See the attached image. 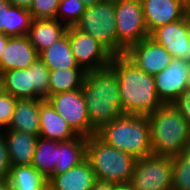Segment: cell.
Instances as JSON below:
<instances>
[{
	"label": "cell",
	"mask_w": 190,
	"mask_h": 190,
	"mask_svg": "<svg viewBox=\"0 0 190 190\" xmlns=\"http://www.w3.org/2000/svg\"><path fill=\"white\" fill-rule=\"evenodd\" d=\"M173 105L179 110L190 127V88L185 90L174 102Z\"/></svg>",
	"instance_id": "32"
},
{
	"label": "cell",
	"mask_w": 190,
	"mask_h": 190,
	"mask_svg": "<svg viewBox=\"0 0 190 190\" xmlns=\"http://www.w3.org/2000/svg\"><path fill=\"white\" fill-rule=\"evenodd\" d=\"M125 55L141 70L152 76L165 69L173 59L164 46L150 37L132 45Z\"/></svg>",
	"instance_id": "14"
},
{
	"label": "cell",
	"mask_w": 190,
	"mask_h": 190,
	"mask_svg": "<svg viewBox=\"0 0 190 190\" xmlns=\"http://www.w3.org/2000/svg\"><path fill=\"white\" fill-rule=\"evenodd\" d=\"M91 190H113V183L96 180Z\"/></svg>",
	"instance_id": "34"
},
{
	"label": "cell",
	"mask_w": 190,
	"mask_h": 190,
	"mask_svg": "<svg viewBox=\"0 0 190 190\" xmlns=\"http://www.w3.org/2000/svg\"><path fill=\"white\" fill-rule=\"evenodd\" d=\"M80 1H82V3L85 4L86 6L96 5L97 3L101 2V0H80Z\"/></svg>",
	"instance_id": "39"
},
{
	"label": "cell",
	"mask_w": 190,
	"mask_h": 190,
	"mask_svg": "<svg viewBox=\"0 0 190 190\" xmlns=\"http://www.w3.org/2000/svg\"><path fill=\"white\" fill-rule=\"evenodd\" d=\"M0 190H13L7 179H0Z\"/></svg>",
	"instance_id": "38"
},
{
	"label": "cell",
	"mask_w": 190,
	"mask_h": 190,
	"mask_svg": "<svg viewBox=\"0 0 190 190\" xmlns=\"http://www.w3.org/2000/svg\"><path fill=\"white\" fill-rule=\"evenodd\" d=\"M46 100L78 136L90 137L96 134L97 131L90 124L82 88L51 95Z\"/></svg>",
	"instance_id": "10"
},
{
	"label": "cell",
	"mask_w": 190,
	"mask_h": 190,
	"mask_svg": "<svg viewBox=\"0 0 190 190\" xmlns=\"http://www.w3.org/2000/svg\"><path fill=\"white\" fill-rule=\"evenodd\" d=\"M74 27L90 34L113 55H117L115 4L100 2L96 5L86 6Z\"/></svg>",
	"instance_id": "7"
},
{
	"label": "cell",
	"mask_w": 190,
	"mask_h": 190,
	"mask_svg": "<svg viewBox=\"0 0 190 190\" xmlns=\"http://www.w3.org/2000/svg\"><path fill=\"white\" fill-rule=\"evenodd\" d=\"M10 170L9 156L3 134L0 132V179H8Z\"/></svg>",
	"instance_id": "33"
},
{
	"label": "cell",
	"mask_w": 190,
	"mask_h": 190,
	"mask_svg": "<svg viewBox=\"0 0 190 190\" xmlns=\"http://www.w3.org/2000/svg\"><path fill=\"white\" fill-rule=\"evenodd\" d=\"M188 10L190 11V0H188Z\"/></svg>",
	"instance_id": "43"
},
{
	"label": "cell",
	"mask_w": 190,
	"mask_h": 190,
	"mask_svg": "<svg viewBox=\"0 0 190 190\" xmlns=\"http://www.w3.org/2000/svg\"><path fill=\"white\" fill-rule=\"evenodd\" d=\"M96 181L87 159L62 174H53L48 181V190H91Z\"/></svg>",
	"instance_id": "18"
},
{
	"label": "cell",
	"mask_w": 190,
	"mask_h": 190,
	"mask_svg": "<svg viewBox=\"0 0 190 190\" xmlns=\"http://www.w3.org/2000/svg\"><path fill=\"white\" fill-rule=\"evenodd\" d=\"M17 100L7 92L0 96V132L9 127Z\"/></svg>",
	"instance_id": "31"
},
{
	"label": "cell",
	"mask_w": 190,
	"mask_h": 190,
	"mask_svg": "<svg viewBox=\"0 0 190 190\" xmlns=\"http://www.w3.org/2000/svg\"><path fill=\"white\" fill-rule=\"evenodd\" d=\"M13 190H48V179L32 165L10 166L7 179Z\"/></svg>",
	"instance_id": "25"
},
{
	"label": "cell",
	"mask_w": 190,
	"mask_h": 190,
	"mask_svg": "<svg viewBox=\"0 0 190 190\" xmlns=\"http://www.w3.org/2000/svg\"><path fill=\"white\" fill-rule=\"evenodd\" d=\"M87 137L58 142V161L53 174H62L86 159Z\"/></svg>",
	"instance_id": "24"
},
{
	"label": "cell",
	"mask_w": 190,
	"mask_h": 190,
	"mask_svg": "<svg viewBox=\"0 0 190 190\" xmlns=\"http://www.w3.org/2000/svg\"><path fill=\"white\" fill-rule=\"evenodd\" d=\"M109 66L119 79L123 114L148 116L163 105L156 91L154 76L141 70L125 54L113 55Z\"/></svg>",
	"instance_id": "1"
},
{
	"label": "cell",
	"mask_w": 190,
	"mask_h": 190,
	"mask_svg": "<svg viewBox=\"0 0 190 190\" xmlns=\"http://www.w3.org/2000/svg\"><path fill=\"white\" fill-rule=\"evenodd\" d=\"M186 18H187V23H188L189 30H190V11L189 10H187Z\"/></svg>",
	"instance_id": "42"
},
{
	"label": "cell",
	"mask_w": 190,
	"mask_h": 190,
	"mask_svg": "<svg viewBox=\"0 0 190 190\" xmlns=\"http://www.w3.org/2000/svg\"><path fill=\"white\" fill-rule=\"evenodd\" d=\"M85 8L86 5L80 0H61L56 12V19L67 27L75 26Z\"/></svg>",
	"instance_id": "29"
},
{
	"label": "cell",
	"mask_w": 190,
	"mask_h": 190,
	"mask_svg": "<svg viewBox=\"0 0 190 190\" xmlns=\"http://www.w3.org/2000/svg\"><path fill=\"white\" fill-rule=\"evenodd\" d=\"M117 55L149 37L141 0H124L115 4Z\"/></svg>",
	"instance_id": "8"
},
{
	"label": "cell",
	"mask_w": 190,
	"mask_h": 190,
	"mask_svg": "<svg viewBox=\"0 0 190 190\" xmlns=\"http://www.w3.org/2000/svg\"><path fill=\"white\" fill-rule=\"evenodd\" d=\"M189 72L190 64L176 58L154 76L156 91L163 104L173 103L189 88Z\"/></svg>",
	"instance_id": "12"
},
{
	"label": "cell",
	"mask_w": 190,
	"mask_h": 190,
	"mask_svg": "<svg viewBox=\"0 0 190 190\" xmlns=\"http://www.w3.org/2000/svg\"><path fill=\"white\" fill-rule=\"evenodd\" d=\"M58 161V142L38 137L32 166L41 172L48 180Z\"/></svg>",
	"instance_id": "27"
},
{
	"label": "cell",
	"mask_w": 190,
	"mask_h": 190,
	"mask_svg": "<svg viewBox=\"0 0 190 190\" xmlns=\"http://www.w3.org/2000/svg\"><path fill=\"white\" fill-rule=\"evenodd\" d=\"M9 36L3 34V33H0V58H1V55L2 53L4 52V48L9 40Z\"/></svg>",
	"instance_id": "37"
},
{
	"label": "cell",
	"mask_w": 190,
	"mask_h": 190,
	"mask_svg": "<svg viewBox=\"0 0 190 190\" xmlns=\"http://www.w3.org/2000/svg\"><path fill=\"white\" fill-rule=\"evenodd\" d=\"M124 0H101V2H104V3H113V4H117L119 2H122Z\"/></svg>",
	"instance_id": "41"
},
{
	"label": "cell",
	"mask_w": 190,
	"mask_h": 190,
	"mask_svg": "<svg viewBox=\"0 0 190 190\" xmlns=\"http://www.w3.org/2000/svg\"><path fill=\"white\" fill-rule=\"evenodd\" d=\"M67 29L68 27L56 18L33 19L27 36L37 53L40 54L61 38Z\"/></svg>",
	"instance_id": "22"
},
{
	"label": "cell",
	"mask_w": 190,
	"mask_h": 190,
	"mask_svg": "<svg viewBox=\"0 0 190 190\" xmlns=\"http://www.w3.org/2000/svg\"><path fill=\"white\" fill-rule=\"evenodd\" d=\"M172 190H190V150L172 157Z\"/></svg>",
	"instance_id": "28"
},
{
	"label": "cell",
	"mask_w": 190,
	"mask_h": 190,
	"mask_svg": "<svg viewBox=\"0 0 190 190\" xmlns=\"http://www.w3.org/2000/svg\"><path fill=\"white\" fill-rule=\"evenodd\" d=\"M32 20L28 9L0 0V33L9 37L27 36Z\"/></svg>",
	"instance_id": "20"
},
{
	"label": "cell",
	"mask_w": 190,
	"mask_h": 190,
	"mask_svg": "<svg viewBox=\"0 0 190 190\" xmlns=\"http://www.w3.org/2000/svg\"><path fill=\"white\" fill-rule=\"evenodd\" d=\"M86 159L98 181L130 182L136 159L109 144L96 134L87 137Z\"/></svg>",
	"instance_id": "5"
},
{
	"label": "cell",
	"mask_w": 190,
	"mask_h": 190,
	"mask_svg": "<svg viewBox=\"0 0 190 190\" xmlns=\"http://www.w3.org/2000/svg\"><path fill=\"white\" fill-rule=\"evenodd\" d=\"M189 88H190V72H189Z\"/></svg>",
	"instance_id": "44"
},
{
	"label": "cell",
	"mask_w": 190,
	"mask_h": 190,
	"mask_svg": "<svg viewBox=\"0 0 190 190\" xmlns=\"http://www.w3.org/2000/svg\"><path fill=\"white\" fill-rule=\"evenodd\" d=\"M5 93L3 76L0 74V96Z\"/></svg>",
	"instance_id": "40"
},
{
	"label": "cell",
	"mask_w": 190,
	"mask_h": 190,
	"mask_svg": "<svg viewBox=\"0 0 190 190\" xmlns=\"http://www.w3.org/2000/svg\"><path fill=\"white\" fill-rule=\"evenodd\" d=\"M147 117L153 154L173 157L190 150V127L173 103L163 104Z\"/></svg>",
	"instance_id": "3"
},
{
	"label": "cell",
	"mask_w": 190,
	"mask_h": 190,
	"mask_svg": "<svg viewBox=\"0 0 190 190\" xmlns=\"http://www.w3.org/2000/svg\"><path fill=\"white\" fill-rule=\"evenodd\" d=\"M68 41L76 62L86 71L109 67L113 54L90 34L71 26Z\"/></svg>",
	"instance_id": "11"
},
{
	"label": "cell",
	"mask_w": 190,
	"mask_h": 190,
	"mask_svg": "<svg viewBox=\"0 0 190 190\" xmlns=\"http://www.w3.org/2000/svg\"><path fill=\"white\" fill-rule=\"evenodd\" d=\"M49 74V68L39 57L29 68L1 73L5 92L18 100L46 99L49 96Z\"/></svg>",
	"instance_id": "6"
},
{
	"label": "cell",
	"mask_w": 190,
	"mask_h": 190,
	"mask_svg": "<svg viewBox=\"0 0 190 190\" xmlns=\"http://www.w3.org/2000/svg\"><path fill=\"white\" fill-rule=\"evenodd\" d=\"M61 0H33L29 12L33 19L56 18V12Z\"/></svg>",
	"instance_id": "30"
},
{
	"label": "cell",
	"mask_w": 190,
	"mask_h": 190,
	"mask_svg": "<svg viewBox=\"0 0 190 190\" xmlns=\"http://www.w3.org/2000/svg\"><path fill=\"white\" fill-rule=\"evenodd\" d=\"M9 156L10 166L31 165L38 136L12 129L1 131Z\"/></svg>",
	"instance_id": "17"
},
{
	"label": "cell",
	"mask_w": 190,
	"mask_h": 190,
	"mask_svg": "<svg viewBox=\"0 0 190 190\" xmlns=\"http://www.w3.org/2000/svg\"><path fill=\"white\" fill-rule=\"evenodd\" d=\"M12 5L28 9L30 8L33 0H8Z\"/></svg>",
	"instance_id": "35"
},
{
	"label": "cell",
	"mask_w": 190,
	"mask_h": 190,
	"mask_svg": "<svg viewBox=\"0 0 190 190\" xmlns=\"http://www.w3.org/2000/svg\"><path fill=\"white\" fill-rule=\"evenodd\" d=\"M113 190H134L130 182L113 183Z\"/></svg>",
	"instance_id": "36"
},
{
	"label": "cell",
	"mask_w": 190,
	"mask_h": 190,
	"mask_svg": "<svg viewBox=\"0 0 190 190\" xmlns=\"http://www.w3.org/2000/svg\"><path fill=\"white\" fill-rule=\"evenodd\" d=\"M144 21L149 34L156 28L186 16L188 0H141Z\"/></svg>",
	"instance_id": "15"
},
{
	"label": "cell",
	"mask_w": 190,
	"mask_h": 190,
	"mask_svg": "<svg viewBox=\"0 0 190 190\" xmlns=\"http://www.w3.org/2000/svg\"><path fill=\"white\" fill-rule=\"evenodd\" d=\"M39 57L28 36L10 37L0 58V74L29 68Z\"/></svg>",
	"instance_id": "16"
},
{
	"label": "cell",
	"mask_w": 190,
	"mask_h": 190,
	"mask_svg": "<svg viewBox=\"0 0 190 190\" xmlns=\"http://www.w3.org/2000/svg\"><path fill=\"white\" fill-rule=\"evenodd\" d=\"M96 135L106 144L132 155L135 159L153 154L147 116L121 115L103 125Z\"/></svg>",
	"instance_id": "4"
},
{
	"label": "cell",
	"mask_w": 190,
	"mask_h": 190,
	"mask_svg": "<svg viewBox=\"0 0 190 190\" xmlns=\"http://www.w3.org/2000/svg\"><path fill=\"white\" fill-rule=\"evenodd\" d=\"M149 37L164 46L173 59L177 58L190 64V30L186 16L156 28Z\"/></svg>",
	"instance_id": "13"
},
{
	"label": "cell",
	"mask_w": 190,
	"mask_h": 190,
	"mask_svg": "<svg viewBox=\"0 0 190 190\" xmlns=\"http://www.w3.org/2000/svg\"><path fill=\"white\" fill-rule=\"evenodd\" d=\"M130 184L134 190H172V157L151 154L136 159Z\"/></svg>",
	"instance_id": "9"
},
{
	"label": "cell",
	"mask_w": 190,
	"mask_h": 190,
	"mask_svg": "<svg viewBox=\"0 0 190 190\" xmlns=\"http://www.w3.org/2000/svg\"><path fill=\"white\" fill-rule=\"evenodd\" d=\"M39 58L45 63L49 70L66 68H83L76 62L75 56L71 52L67 32L48 48L39 54Z\"/></svg>",
	"instance_id": "23"
},
{
	"label": "cell",
	"mask_w": 190,
	"mask_h": 190,
	"mask_svg": "<svg viewBox=\"0 0 190 190\" xmlns=\"http://www.w3.org/2000/svg\"><path fill=\"white\" fill-rule=\"evenodd\" d=\"M45 99L17 100L11 122L7 129L28 133L39 137V105Z\"/></svg>",
	"instance_id": "21"
},
{
	"label": "cell",
	"mask_w": 190,
	"mask_h": 190,
	"mask_svg": "<svg viewBox=\"0 0 190 190\" xmlns=\"http://www.w3.org/2000/svg\"><path fill=\"white\" fill-rule=\"evenodd\" d=\"M39 117V137L56 142L69 141L78 137L46 99L39 105Z\"/></svg>",
	"instance_id": "19"
},
{
	"label": "cell",
	"mask_w": 190,
	"mask_h": 190,
	"mask_svg": "<svg viewBox=\"0 0 190 190\" xmlns=\"http://www.w3.org/2000/svg\"><path fill=\"white\" fill-rule=\"evenodd\" d=\"M87 71L84 68L50 70L49 96L83 87Z\"/></svg>",
	"instance_id": "26"
},
{
	"label": "cell",
	"mask_w": 190,
	"mask_h": 190,
	"mask_svg": "<svg viewBox=\"0 0 190 190\" xmlns=\"http://www.w3.org/2000/svg\"><path fill=\"white\" fill-rule=\"evenodd\" d=\"M82 91L90 124L96 131L124 115L119 94V79L110 66L87 71Z\"/></svg>",
	"instance_id": "2"
}]
</instances>
